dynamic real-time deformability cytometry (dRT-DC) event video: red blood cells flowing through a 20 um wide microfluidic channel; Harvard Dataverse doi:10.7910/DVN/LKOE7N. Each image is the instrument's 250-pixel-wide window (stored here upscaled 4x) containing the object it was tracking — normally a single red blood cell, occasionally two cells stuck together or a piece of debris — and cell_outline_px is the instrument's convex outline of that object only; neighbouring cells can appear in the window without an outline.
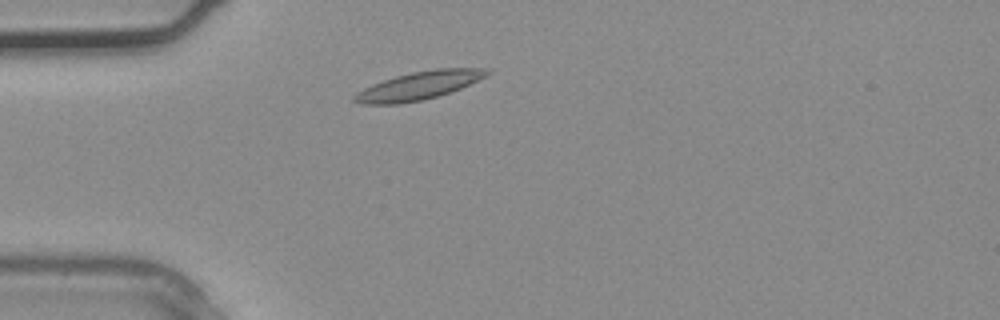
{"species": "common noctule bat (a hibernating species)", "species_latin": "Nyctalus noctula", "temperature_condition": "warm", "stored_images_in_passage": 3, "camera_frame_rate_fps": 3000, "um_per_image_px": 0.085, "animal": {"sex": "male", "body_mass_g": 20.4}, "frame": {"image": 1, "passage_image": 3, "time_ms": 0.667, "image_size_px": [1000, 320], "cell_outline_px": [[492, 72], [488, 76], [460, 88], [436, 96], [420, 100], [396, 104], [360, 104], [352, 100], [352, 96], [356, 92], [372, 84], [396, 76], [412, 72], [436, 68], [488, 68]], "centroid_in_image_um": [35.6, 7.26], "position_along_channel_um": 49.4, "area_um2": 21.62}}